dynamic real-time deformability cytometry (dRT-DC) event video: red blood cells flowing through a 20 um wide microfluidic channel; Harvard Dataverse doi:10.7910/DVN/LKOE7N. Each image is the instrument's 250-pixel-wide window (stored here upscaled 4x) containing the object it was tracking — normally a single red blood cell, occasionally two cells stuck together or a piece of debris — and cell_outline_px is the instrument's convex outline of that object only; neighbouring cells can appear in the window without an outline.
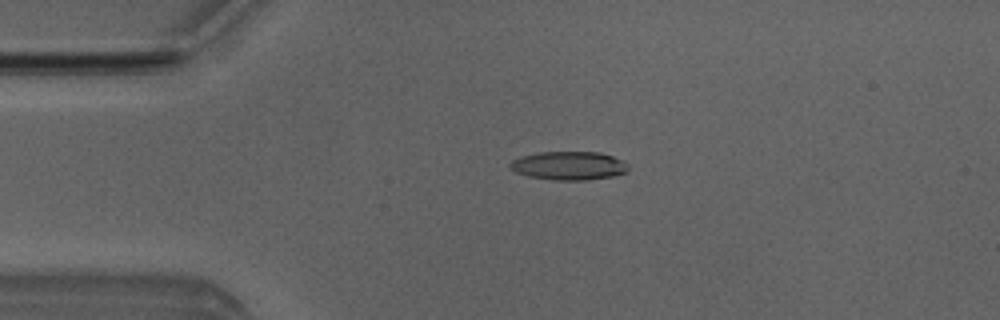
{"species": "Egyptian fruit bat (a non-hibernating species)", "species_latin": "Rousettus aegyptiacus", "temperature_condition": "room temperature", "stored_images_in_passage": 4, "camera_frame_rate_fps": 3000, "um_per_image_px": 0.085, "animal": {"sex": "male"}, "frame": {"image": 1, "passage_image": 3, "time_ms": 2.333, "image_size_px": [1000, 320], "cell_outline_px": [[628, 172], [612, 176], [588, 180], [552, 180], [528, 176], [516, 172], [508, 164], [512, 160], [520, 156], [540, 152], [600, 152], [624, 160], [628, 164]], "centroid_in_image_um": [48.38, 14.08], "position_along_channel_um": 36.6, "area_um2": 19.77}}